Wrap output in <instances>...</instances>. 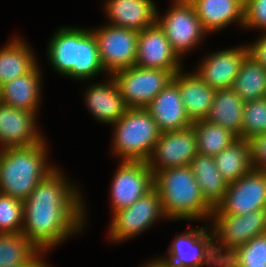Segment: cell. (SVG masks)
<instances>
[{
	"label": "cell",
	"instance_id": "obj_1",
	"mask_svg": "<svg viewBox=\"0 0 266 267\" xmlns=\"http://www.w3.org/2000/svg\"><path fill=\"white\" fill-rule=\"evenodd\" d=\"M66 178L55 168L23 201L21 233L44 253L80 233L86 221L83 198Z\"/></svg>",
	"mask_w": 266,
	"mask_h": 267
},
{
	"label": "cell",
	"instance_id": "obj_2",
	"mask_svg": "<svg viewBox=\"0 0 266 267\" xmlns=\"http://www.w3.org/2000/svg\"><path fill=\"white\" fill-rule=\"evenodd\" d=\"M47 50L48 60L54 69L75 80L83 81L105 71L91 30L60 27L50 39Z\"/></svg>",
	"mask_w": 266,
	"mask_h": 267
},
{
	"label": "cell",
	"instance_id": "obj_3",
	"mask_svg": "<svg viewBox=\"0 0 266 267\" xmlns=\"http://www.w3.org/2000/svg\"><path fill=\"white\" fill-rule=\"evenodd\" d=\"M153 184L166 219L211 218L213 208L205 201L190 165L156 172Z\"/></svg>",
	"mask_w": 266,
	"mask_h": 267
},
{
	"label": "cell",
	"instance_id": "obj_4",
	"mask_svg": "<svg viewBox=\"0 0 266 267\" xmlns=\"http://www.w3.org/2000/svg\"><path fill=\"white\" fill-rule=\"evenodd\" d=\"M47 149L46 140L28 147L0 149V193L25 201L56 168L47 162Z\"/></svg>",
	"mask_w": 266,
	"mask_h": 267
},
{
	"label": "cell",
	"instance_id": "obj_5",
	"mask_svg": "<svg viewBox=\"0 0 266 267\" xmlns=\"http://www.w3.org/2000/svg\"><path fill=\"white\" fill-rule=\"evenodd\" d=\"M113 126V153L122 161L147 162L161 134L149 111L128 108Z\"/></svg>",
	"mask_w": 266,
	"mask_h": 267
},
{
	"label": "cell",
	"instance_id": "obj_6",
	"mask_svg": "<svg viewBox=\"0 0 266 267\" xmlns=\"http://www.w3.org/2000/svg\"><path fill=\"white\" fill-rule=\"evenodd\" d=\"M210 219L214 252L221 262L253 237L266 233V208L244 215L222 214L214 208Z\"/></svg>",
	"mask_w": 266,
	"mask_h": 267
},
{
	"label": "cell",
	"instance_id": "obj_7",
	"mask_svg": "<svg viewBox=\"0 0 266 267\" xmlns=\"http://www.w3.org/2000/svg\"><path fill=\"white\" fill-rule=\"evenodd\" d=\"M111 76L128 108H146L173 80L174 73L135 65Z\"/></svg>",
	"mask_w": 266,
	"mask_h": 267
},
{
	"label": "cell",
	"instance_id": "obj_8",
	"mask_svg": "<svg viewBox=\"0 0 266 267\" xmlns=\"http://www.w3.org/2000/svg\"><path fill=\"white\" fill-rule=\"evenodd\" d=\"M173 3L163 17H159L157 11L156 22L165 32L173 50L181 57L194 49L208 32L189 0H174Z\"/></svg>",
	"mask_w": 266,
	"mask_h": 267
},
{
	"label": "cell",
	"instance_id": "obj_9",
	"mask_svg": "<svg viewBox=\"0 0 266 267\" xmlns=\"http://www.w3.org/2000/svg\"><path fill=\"white\" fill-rule=\"evenodd\" d=\"M114 214V215H113ZM109 239L120 242L148 229L158 219L166 218L159 193L153 188L128 208L112 213Z\"/></svg>",
	"mask_w": 266,
	"mask_h": 267
},
{
	"label": "cell",
	"instance_id": "obj_10",
	"mask_svg": "<svg viewBox=\"0 0 266 267\" xmlns=\"http://www.w3.org/2000/svg\"><path fill=\"white\" fill-rule=\"evenodd\" d=\"M97 41L100 60L109 75L135 66L138 32L107 24L91 30Z\"/></svg>",
	"mask_w": 266,
	"mask_h": 267
},
{
	"label": "cell",
	"instance_id": "obj_11",
	"mask_svg": "<svg viewBox=\"0 0 266 267\" xmlns=\"http://www.w3.org/2000/svg\"><path fill=\"white\" fill-rule=\"evenodd\" d=\"M205 228H191L188 232L175 236L168 249L169 257H161V260L171 267H222V262L214 252L213 232H208Z\"/></svg>",
	"mask_w": 266,
	"mask_h": 267
},
{
	"label": "cell",
	"instance_id": "obj_12",
	"mask_svg": "<svg viewBox=\"0 0 266 267\" xmlns=\"http://www.w3.org/2000/svg\"><path fill=\"white\" fill-rule=\"evenodd\" d=\"M112 179V212L128 208L154 188L153 172L147 162L121 161Z\"/></svg>",
	"mask_w": 266,
	"mask_h": 267
},
{
	"label": "cell",
	"instance_id": "obj_13",
	"mask_svg": "<svg viewBox=\"0 0 266 267\" xmlns=\"http://www.w3.org/2000/svg\"><path fill=\"white\" fill-rule=\"evenodd\" d=\"M198 153L197 139L192 126L160 134L147 164L153 175L161 170L188 166Z\"/></svg>",
	"mask_w": 266,
	"mask_h": 267
},
{
	"label": "cell",
	"instance_id": "obj_14",
	"mask_svg": "<svg viewBox=\"0 0 266 267\" xmlns=\"http://www.w3.org/2000/svg\"><path fill=\"white\" fill-rule=\"evenodd\" d=\"M216 208L222 214L230 215L266 208V171L253 169L228 184L223 201Z\"/></svg>",
	"mask_w": 266,
	"mask_h": 267
},
{
	"label": "cell",
	"instance_id": "obj_15",
	"mask_svg": "<svg viewBox=\"0 0 266 267\" xmlns=\"http://www.w3.org/2000/svg\"><path fill=\"white\" fill-rule=\"evenodd\" d=\"M180 61L157 22L138 32L136 66L168 70L176 74L182 69Z\"/></svg>",
	"mask_w": 266,
	"mask_h": 267
},
{
	"label": "cell",
	"instance_id": "obj_16",
	"mask_svg": "<svg viewBox=\"0 0 266 267\" xmlns=\"http://www.w3.org/2000/svg\"><path fill=\"white\" fill-rule=\"evenodd\" d=\"M35 120L36 113L0 102V149L28 147L44 141Z\"/></svg>",
	"mask_w": 266,
	"mask_h": 267
},
{
	"label": "cell",
	"instance_id": "obj_17",
	"mask_svg": "<svg viewBox=\"0 0 266 267\" xmlns=\"http://www.w3.org/2000/svg\"><path fill=\"white\" fill-rule=\"evenodd\" d=\"M207 56L196 68V74L213 89L231 88L242 62L248 56V49L243 45Z\"/></svg>",
	"mask_w": 266,
	"mask_h": 267
},
{
	"label": "cell",
	"instance_id": "obj_18",
	"mask_svg": "<svg viewBox=\"0 0 266 267\" xmlns=\"http://www.w3.org/2000/svg\"><path fill=\"white\" fill-rule=\"evenodd\" d=\"M161 133L192 126L181 100L179 87L172 80L146 107Z\"/></svg>",
	"mask_w": 266,
	"mask_h": 267
},
{
	"label": "cell",
	"instance_id": "obj_19",
	"mask_svg": "<svg viewBox=\"0 0 266 267\" xmlns=\"http://www.w3.org/2000/svg\"><path fill=\"white\" fill-rule=\"evenodd\" d=\"M104 6L109 24L113 26L140 32L157 20L153 0H108Z\"/></svg>",
	"mask_w": 266,
	"mask_h": 267
},
{
	"label": "cell",
	"instance_id": "obj_20",
	"mask_svg": "<svg viewBox=\"0 0 266 267\" xmlns=\"http://www.w3.org/2000/svg\"><path fill=\"white\" fill-rule=\"evenodd\" d=\"M174 74L173 81L178 85L181 100L191 122L206 119L216 93L197 74L182 72Z\"/></svg>",
	"mask_w": 266,
	"mask_h": 267
},
{
	"label": "cell",
	"instance_id": "obj_21",
	"mask_svg": "<svg viewBox=\"0 0 266 267\" xmlns=\"http://www.w3.org/2000/svg\"><path fill=\"white\" fill-rule=\"evenodd\" d=\"M108 81L106 84L90 85L84 95L93 116L103 123L113 125L125 114L128 107L111 75Z\"/></svg>",
	"mask_w": 266,
	"mask_h": 267
},
{
	"label": "cell",
	"instance_id": "obj_22",
	"mask_svg": "<svg viewBox=\"0 0 266 267\" xmlns=\"http://www.w3.org/2000/svg\"><path fill=\"white\" fill-rule=\"evenodd\" d=\"M208 33L233 22L244 23V0H189Z\"/></svg>",
	"mask_w": 266,
	"mask_h": 267
},
{
	"label": "cell",
	"instance_id": "obj_23",
	"mask_svg": "<svg viewBox=\"0 0 266 267\" xmlns=\"http://www.w3.org/2000/svg\"><path fill=\"white\" fill-rule=\"evenodd\" d=\"M37 66L32 72L17 77L1 86L0 102L20 110L37 113L41 98V77Z\"/></svg>",
	"mask_w": 266,
	"mask_h": 267
},
{
	"label": "cell",
	"instance_id": "obj_24",
	"mask_svg": "<svg viewBox=\"0 0 266 267\" xmlns=\"http://www.w3.org/2000/svg\"><path fill=\"white\" fill-rule=\"evenodd\" d=\"M244 103L232 88L218 89L206 120L242 138Z\"/></svg>",
	"mask_w": 266,
	"mask_h": 267
},
{
	"label": "cell",
	"instance_id": "obj_25",
	"mask_svg": "<svg viewBox=\"0 0 266 267\" xmlns=\"http://www.w3.org/2000/svg\"><path fill=\"white\" fill-rule=\"evenodd\" d=\"M190 167L205 201L213 209L216 208L223 201L228 183L219 173L213 156L197 153Z\"/></svg>",
	"mask_w": 266,
	"mask_h": 267
},
{
	"label": "cell",
	"instance_id": "obj_26",
	"mask_svg": "<svg viewBox=\"0 0 266 267\" xmlns=\"http://www.w3.org/2000/svg\"><path fill=\"white\" fill-rule=\"evenodd\" d=\"M36 62L28 44L20 38H13L0 48V86L32 72L38 66Z\"/></svg>",
	"mask_w": 266,
	"mask_h": 267
},
{
	"label": "cell",
	"instance_id": "obj_27",
	"mask_svg": "<svg viewBox=\"0 0 266 267\" xmlns=\"http://www.w3.org/2000/svg\"><path fill=\"white\" fill-rule=\"evenodd\" d=\"M213 159L219 173L228 184L253 170L248 141L242 138H238L218 155L213 156Z\"/></svg>",
	"mask_w": 266,
	"mask_h": 267
},
{
	"label": "cell",
	"instance_id": "obj_28",
	"mask_svg": "<svg viewBox=\"0 0 266 267\" xmlns=\"http://www.w3.org/2000/svg\"><path fill=\"white\" fill-rule=\"evenodd\" d=\"M244 102L264 98L266 95V69L247 56L231 87Z\"/></svg>",
	"mask_w": 266,
	"mask_h": 267
},
{
	"label": "cell",
	"instance_id": "obj_29",
	"mask_svg": "<svg viewBox=\"0 0 266 267\" xmlns=\"http://www.w3.org/2000/svg\"><path fill=\"white\" fill-rule=\"evenodd\" d=\"M192 127L197 139L198 153L202 155H218L238 139L229 130L206 119L193 122Z\"/></svg>",
	"mask_w": 266,
	"mask_h": 267
},
{
	"label": "cell",
	"instance_id": "obj_30",
	"mask_svg": "<svg viewBox=\"0 0 266 267\" xmlns=\"http://www.w3.org/2000/svg\"><path fill=\"white\" fill-rule=\"evenodd\" d=\"M38 251L22 233L0 234V267L27 263Z\"/></svg>",
	"mask_w": 266,
	"mask_h": 267
},
{
	"label": "cell",
	"instance_id": "obj_31",
	"mask_svg": "<svg viewBox=\"0 0 266 267\" xmlns=\"http://www.w3.org/2000/svg\"><path fill=\"white\" fill-rule=\"evenodd\" d=\"M266 264V233L257 235L232 252L222 266H249Z\"/></svg>",
	"mask_w": 266,
	"mask_h": 267
},
{
	"label": "cell",
	"instance_id": "obj_32",
	"mask_svg": "<svg viewBox=\"0 0 266 267\" xmlns=\"http://www.w3.org/2000/svg\"><path fill=\"white\" fill-rule=\"evenodd\" d=\"M266 133V97L244 103L242 139Z\"/></svg>",
	"mask_w": 266,
	"mask_h": 267
},
{
	"label": "cell",
	"instance_id": "obj_33",
	"mask_svg": "<svg viewBox=\"0 0 266 267\" xmlns=\"http://www.w3.org/2000/svg\"><path fill=\"white\" fill-rule=\"evenodd\" d=\"M23 201L0 193V234L21 233Z\"/></svg>",
	"mask_w": 266,
	"mask_h": 267
},
{
	"label": "cell",
	"instance_id": "obj_34",
	"mask_svg": "<svg viewBox=\"0 0 266 267\" xmlns=\"http://www.w3.org/2000/svg\"><path fill=\"white\" fill-rule=\"evenodd\" d=\"M243 27L266 32V0H244Z\"/></svg>",
	"mask_w": 266,
	"mask_h": 267
},
{
	"label": "cell",
	"instance_id": "obj_35",
	"mask_svg": "<svg viewBox=\"0 0 266 267\" xmlns=\"http://www.w3.org/2000/svg\"><path fill=\"white\" fill-rule=\"evenodd\" d=\"M253 169L266 171V133L248 139Z\"/></svg>",
	"mask_w": 266,
	"mask_h": 267
},
{
	"label": "cell",
	"instance_id": "obj_36",
	"mask_svg": "<svg viewBox=\"0 0 266 267\" xmlns=\"http://www.w3.org/2000/svg\"><path fill=\"white\" fill-rule=\"evenodd\" d=\"M248 56L266 69V32L255 43L247 45Z\"/></svg>",
	"mask_w": 266,
	"mask_h": 267
},
{
	"label": "cell",
	"instance_id": "obj_37",
	"mask_svg": "<svg viewBox=\"0 0 266 267\" xmlns=\"http://www.w3.org/2000/svg\"><path fill=\"white\" fill-rule=\"evenodd\" d=\"M43 254H44L43 251L39 250L27 263L18 264V265H10L6 267H50L46 263V261L43 262V259L41 260L42 256H44Z\"/></svg>",
	"mask_w": 266,
	"mask_h": 267
},
{
	"label": "cell",
	"instance_id": "obj_38",
	"mask_svg": "<svg viewBox=\"0 0 266 267\" xmlns=\"http://www.w3.org/2000/svg\"><path fill=\"white\" fill-rule=\"evenodd\" d=\"M143 267H171V266L161 259H156V260L152 259L151 262L147 263V265L145 264Z\"/></svg>",
	"mask_w": 266,
	"mask_h": 267
},
{
	"label": "cell",
	"instance_id": "obj_39",
	"mask_svg": "<svg viewBox=\"0 0 266 267\" xmlns=\"http://www.w3.org/2000/svg\"><path fill=\"white\" fill-rule=\"evenodd\" d=\"M222 267H266V264H263V265H249V266H222Z\"/></svg>",
	"mask_w": 266,
	"mask_h": 267
}]
</instances>
